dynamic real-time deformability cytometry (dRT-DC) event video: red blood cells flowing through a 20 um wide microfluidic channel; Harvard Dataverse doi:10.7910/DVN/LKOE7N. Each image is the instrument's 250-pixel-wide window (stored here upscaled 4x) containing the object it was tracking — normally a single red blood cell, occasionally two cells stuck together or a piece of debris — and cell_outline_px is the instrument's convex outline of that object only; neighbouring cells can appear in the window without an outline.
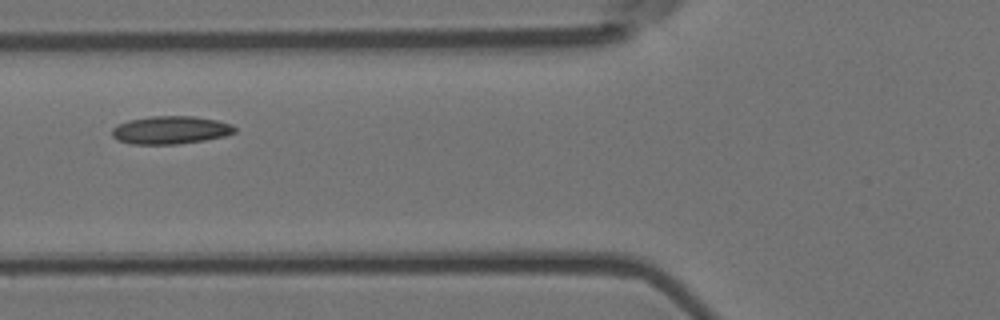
{"species": "Egyptian fruit bat (a non-hibernating species)", "species_latin": "Rousettus aegyptiacus", "temperature_condition": "room temperature", "stored_images_in_passage": 16, "camera_frame_rate_fps": 3000, "um_per_image_px": 0.085, "animal": {"sex": "female"}, "frame": {"image": 1, "passage_image": 7, "time_ms": 2.0, "image_size_px": [1000, 320], "cell_outline_px": [[236, 132], [224, 136], [204, 140], [176, 144], [128, 144], [116, 140], [112, 136], [112, 128], [128, 120], [152, 116], [192, 116], [216, 120], [232, 124], [236, 128]], "centroid_in_image_um": [14.48, 11.06], "position_along_channel_um": 111.3, "area_um2": 20.0}}
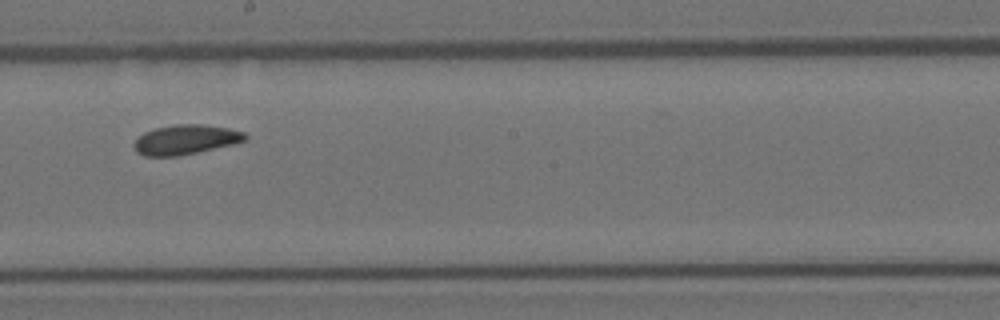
{"frame": {"image": 2, "passage_image": 10, "time_ms": 3.0, "image_size_px": [1000, 320], "cell_outline_px": [[248, 136], [244, 140], [232, 144], [196, 152], [176, 156], [144, 156], [136, 152], [132, 144], [144, 132], [156, 128], [176, 124], [204, 124], [228, 128], [244, 132]], "centroid_in_image_um": [15.74, 11.86], "position_along_channel_um": 232.5, "area_um2": 19.02}}
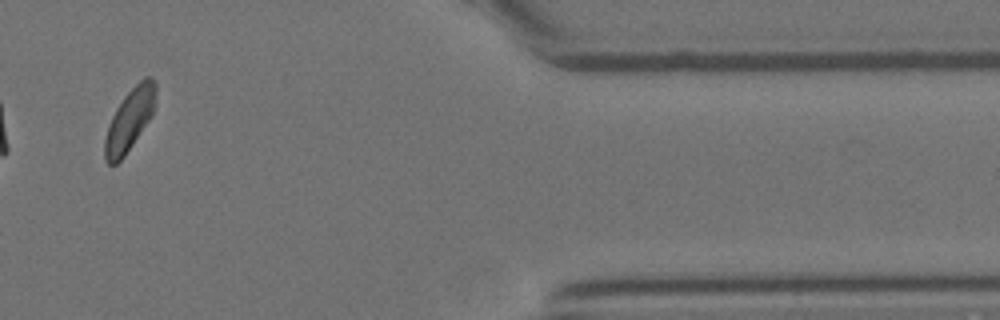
{"frame": {"image": 3, "passage_image": 14, "time_ms": 4.333, "image_size_px": [1000, 320], "cell_outline_px": [[156, 92], [152, 116], [124, 156], [116, 164], [108, 164], [104, 160], [104, 140], [108, 124], [116, 108], [124, 96], [144, 76], [152, 76], [156, 84]], "centroid_in_image_um": [11.01, 10.17], "position_along_channel_um": 400.4, "area_um2": 18.38}}